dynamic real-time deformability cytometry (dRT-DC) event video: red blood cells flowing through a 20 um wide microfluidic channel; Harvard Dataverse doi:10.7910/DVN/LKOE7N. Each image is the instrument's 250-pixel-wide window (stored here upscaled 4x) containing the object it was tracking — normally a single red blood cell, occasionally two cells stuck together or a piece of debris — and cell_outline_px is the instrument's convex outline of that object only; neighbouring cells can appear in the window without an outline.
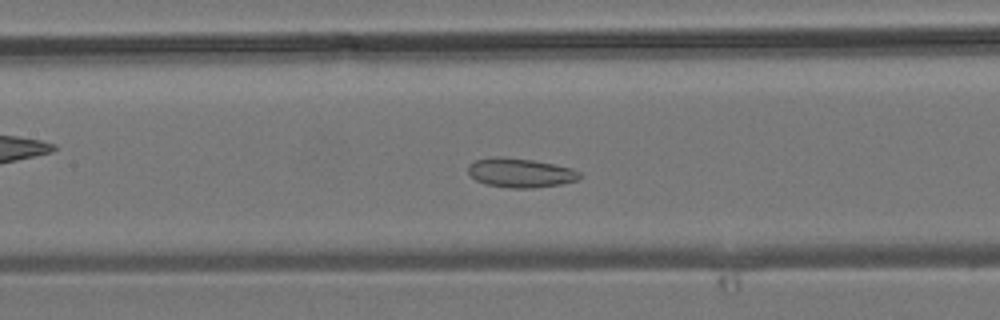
{"species": "common noctule bat (a hibernating species)", "species_latin": "Nyctalus noctula", "temperature_condition": "room temperature", "stored_images_in_passage": 44, "camera_frame_rate_fps": 3000, "um_per_image_px": 0.085, "animal": {"sex": "male", "body_mass_g": 19.2, "forearm_length_mm": 51.8}, "frame": {"image": 1, "passage_image": 20, "time_ms": 6.333, "image_size_px": [1000, 320], "cell_outline_px": [[580, 176], [576, 180], [560, 184], [532, 188], [508, 188], [484, 184], [476, 180], [468, 172], [468, 168], [476, 160], [496, 156], [504, 156], [532, 160], [572, 168], [580, 172]], "centroid_in_image_um": [44.21, 14.69], "position_along_channel_um": 163.2, "area_um2": 18.84}}
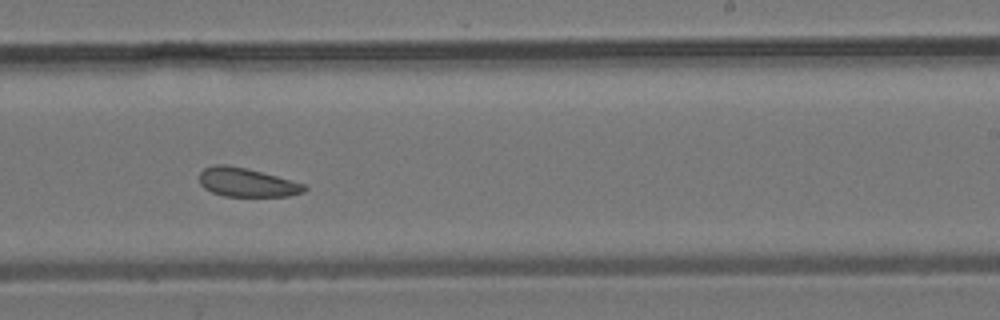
{"frame": {"image": 2, "passage_image": 27, "time_ms": 8.667, "image_size_px": [1000, 320], "cell_outline_px": [[308, 188], [304, 192], [288, 196], [224, 196], [212, 192], [204, 188], [200, 184], [200, 172], [204, 168], [212, 164], [224, 164], [244, 168], [308, 184]], "centroid_in_image_um": [20.99, 15.51], "position_along_channel_um": 268.0, "area_um2": 17.63}}
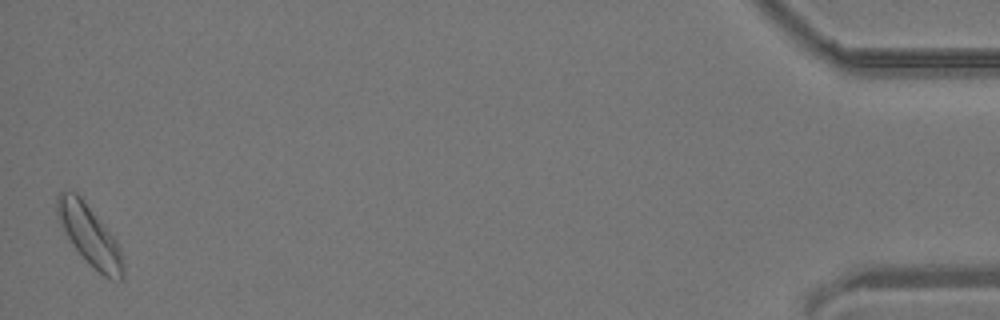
{"frame": {"image": 3, "passage_image": 44, "time_ms": 14.333, "image_size_px": [1000, 320], "cell_outline_px": [[124, 276], [120, 280], [108, 280], [88, 264], [72, 244], [56, 212], [56, 196], [60, 192], [76, 192], [80, 196], [116, 240], [120, 248], [124, 264]], "centroid_in_image_um": [7.65, 20.06], "position_along_channel_um": 427.6, "area_um2": 22.77}}